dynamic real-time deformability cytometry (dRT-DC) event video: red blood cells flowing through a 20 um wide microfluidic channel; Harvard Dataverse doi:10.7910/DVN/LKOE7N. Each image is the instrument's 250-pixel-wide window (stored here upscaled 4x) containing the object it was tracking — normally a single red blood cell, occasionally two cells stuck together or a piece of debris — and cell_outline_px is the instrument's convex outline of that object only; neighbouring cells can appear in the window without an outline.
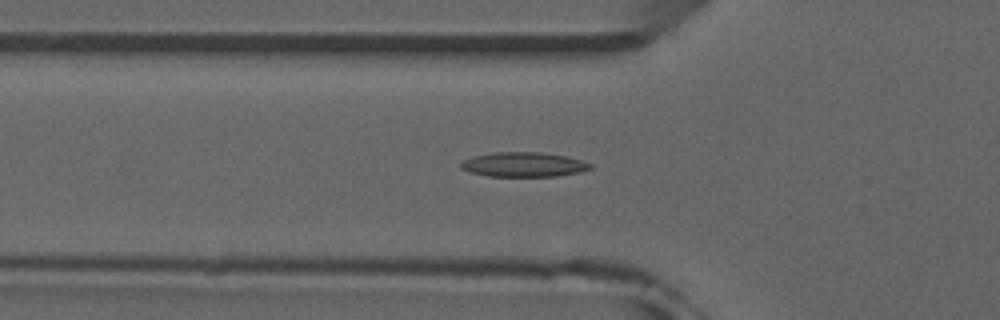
{"species": "common noctule bat (a hibernating species)", "species_latin": "Nyctalus noctula", "temperature_condition": "room temperature", "stored_images_in_passage": 38, "camera_frame_rate_fps": 3000, "um_per_image_px": 0.085, "animal": {"sex": "male", "forearm_length_mm": 52.5}, "frame": {"image": 1, "passage_image": 11, "time_ms": 3.333, "image_size_px": [1000, 320], "cell_outline_px": [[592, 168], [580, 172], [556, 176], [488, 176], [468, 172], [460, 168], [460, 164], [464, 160], [472, 156], [492, 152], [540, 152], [564, 156], [580, 160], [592, 164]], "centroid_in_image_um": [44.46, 13.98], "position_along_channel_um": 81.3, "area_um2": 18.55}}
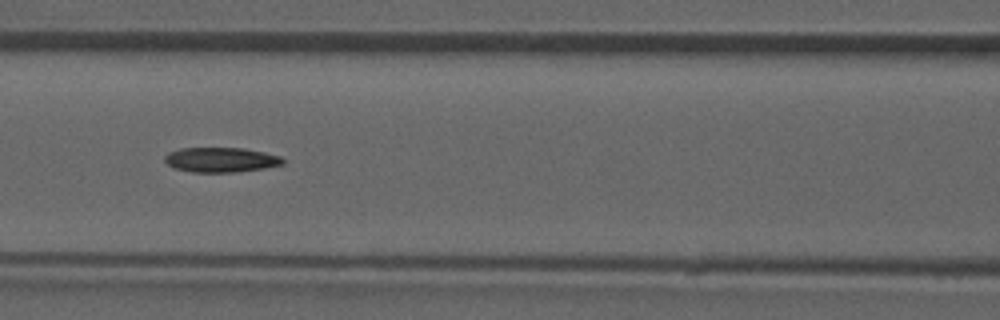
{"frame": {"image": 2, "passage_image": 16, "time_ms": 5.0, "image_size_px": [1000, 320], "cell_outline_px": [[284, 164], [264, 168], [236, 172], [192, 172], [176, 168], [168, 164], [164, 160], [164, 156], [168, 152], [180, 148], [244, 148], [264, 152], [280, 156], [284, 160]], "centroid_in_image_um": [18.78, 13.58], "position_along_channel_um": 147.8, "area_um2": 17.05}}
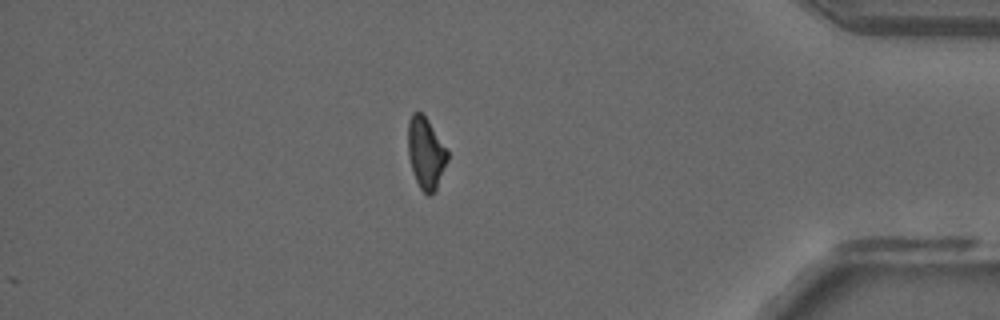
{"frame": {"image": 3, "passage_image": 38, "time_ms": 12.333, "image_size_px": [1000, 320], "cell_outline_px": [[448, 160], [436, 188], [428, 196], [420, 188], [412, 172], [408, 156], [408, 120], [412, 112], [420, 112], [428, 120], [448, 152]], "centroid_in_image_um": [36.17, 13.0], "position_along_channel_um": 399.0, "area_um2": 16.24}, "authors_computed_cell_mechanics": {"area_um2": 17.7157, "velocity_mm_per_s": 3.9433, "shape_relaxation_time_tau1_ms": null, "shape_relaxation_time_tau2_ms": 9.8206, "deformation_change_tau1": null, "deformation_change_tau2": 0.1715}}